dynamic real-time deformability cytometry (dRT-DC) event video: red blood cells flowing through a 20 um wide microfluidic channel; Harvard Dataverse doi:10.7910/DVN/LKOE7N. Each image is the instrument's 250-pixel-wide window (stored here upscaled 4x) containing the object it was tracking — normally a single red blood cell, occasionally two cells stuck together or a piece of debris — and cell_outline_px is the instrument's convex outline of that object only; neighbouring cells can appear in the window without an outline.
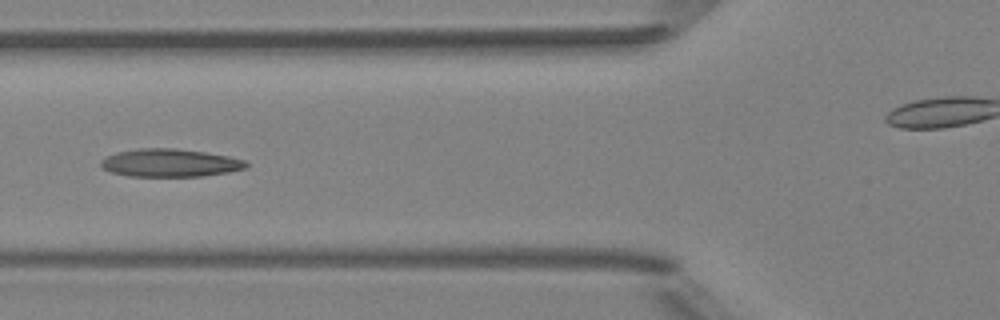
{"species": "Egyptian fruit bat (a non-hibernating species)", "species_latin": "Rousettus aegyptiacus", "temperature_condition": "room temperature", "stored_images_in_passage": 4, "camera_frame_rate_fps": 3000, "um_per_image_px": 0.085, "animal": {"sex": "female"}, "frame": {"image": 1, "passage_image": 3, "time_ms": 2.333, "image_size_px": [1000, 320], "cell_outline_px": [[248, 168], [228, 172], [204, 176], [128, 176], [112, 172], [104, 168], [100, 164], [100, 160], [116, 152], [136, 148], [176, 148], [204, 152], [228, 156], [244, 160], [248, 164]], "centroid_in_image_um": [14.45, 13.84], "position_along_channel_um": 111.3, "area_um2": 23.64}}
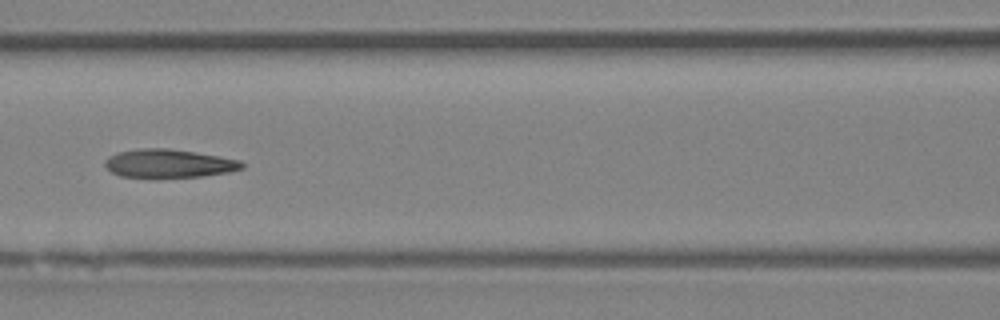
{"frame": {"image": 2, "passage_image": 4, "time_ms": 3.333, "image_size_px": [1000, 320], "cell_outline_px": [[244, 168], [228, 172], [200, 176], [156, 180], [120, 176], [112, 172], [104, 164], [104, 160], [108, 156], [116, 152], [140, 148], [168, 148], [240, 160], [244, 164]], "centroid_in_image_um": [14.27, 13.93], "position_along_channel_um": 152.3, "area_um2": 23.29}}